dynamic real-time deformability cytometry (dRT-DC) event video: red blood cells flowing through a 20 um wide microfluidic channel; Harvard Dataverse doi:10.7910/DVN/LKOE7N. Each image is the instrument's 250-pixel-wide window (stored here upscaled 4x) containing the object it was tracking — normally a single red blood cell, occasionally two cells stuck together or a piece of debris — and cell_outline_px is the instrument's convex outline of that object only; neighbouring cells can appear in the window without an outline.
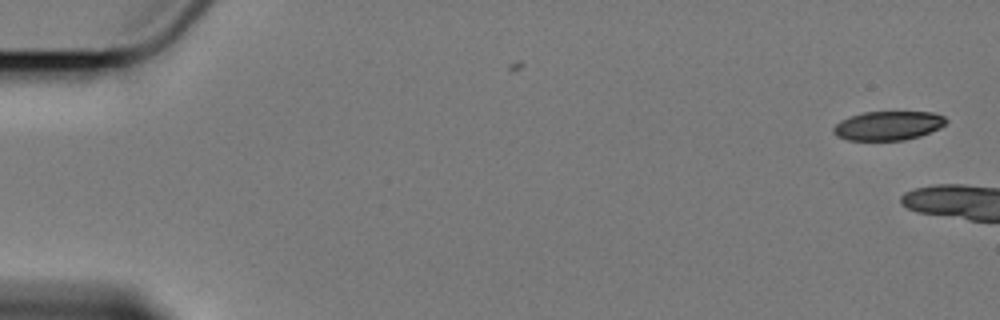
{"species": "Egyptian fruit bat (a non-hibernating species)", "species_latin": "Rousettus aegyptiacus", "temperature_condition": "cold", "stored_images_in_passage": 2, "camera_frame_rate_fps": 3000, "um_per_image_px": 0.085, "animal": {"sex": "female"}, "frame": {"image": 1, "passage_image": 2, "time_ms": 1.0, "image_size_px": [1000, 320], "cell_outline_px": [[948, 120], [940, 128], [920, 136], [904, 140], [848, 140], [836, 136], [832, 132], [832, 128], [840, 120], [848, 116], [864, 112], [932, 112], [944, 116]], "centroid_in_image_um": [75.46, 10.68], "position_along_channel_um": 9.5, "area_um2": 19.19}}